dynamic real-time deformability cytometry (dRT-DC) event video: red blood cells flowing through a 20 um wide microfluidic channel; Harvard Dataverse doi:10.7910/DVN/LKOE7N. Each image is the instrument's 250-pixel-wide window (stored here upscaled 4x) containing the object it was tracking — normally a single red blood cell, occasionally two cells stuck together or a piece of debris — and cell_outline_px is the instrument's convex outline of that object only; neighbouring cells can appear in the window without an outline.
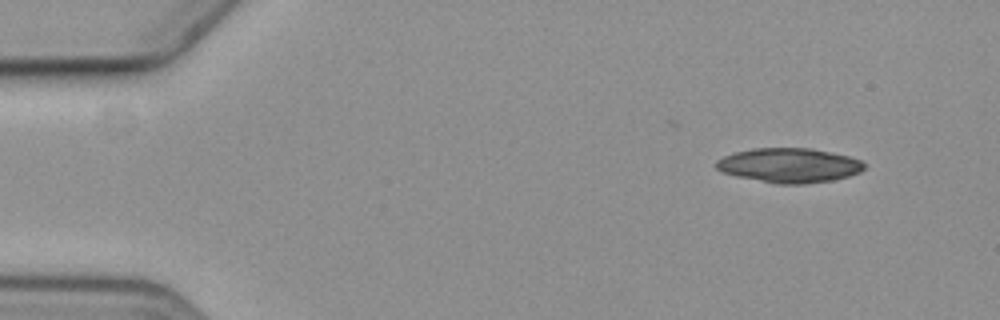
{"species": "common noctule bat (a hibernating species)", "species_latin": "Nyctalus noctula", "temperature_condition": "cold", "stored_images_in_passage": 10, "camera_frame_rate_fps": 3000, "um_per_image_px": 0.085, "animal": {"sex": "female", "body_mass_g": 19.3, "forearm_length_mm": 54.1}, "frame": {"image": 1, "passage_image": 1, "time_ms": 0.0, "image_size_px": [1000, 320], "cell_outline_px": [[864, 168], [860, 172], [848, 176], [832, 180], [804, 184], [776, 184], [736, 176], [720, 172], [716, 168], [716, 160], [724, 156], [736, 152], [752, 148], [812, 148], [848, 156], [860, 160], [864, 164]], "centroid_in_image_um": [67.05, 14.06], "position_along_channel_um": 17.9, "area_um2": 29.77}}
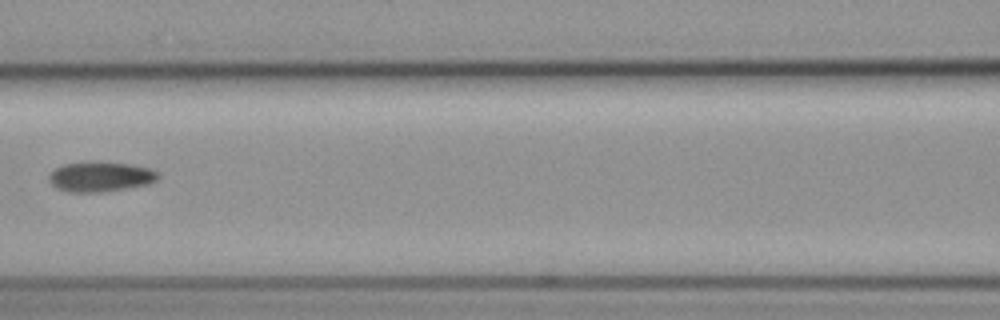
{"frame": {"image": 2, "passage_image": 6, "time_ms": 7.0, "image_size_px": [1000, 320], "cell_outline_px": [[160, 176], [156, 180], [148, 184], [128, 188], [104, 192], [68, 192], [56, 188], [48, 180], [48, 176], [56, 168], [64, 164], [88, 160], [92, 160], [132, 164], [148, 168], [160, 172]], "centroid_in_image_um": [8.54, 15.0], "position_along_channel_um": 158.1, "area_um2": 19.54}}
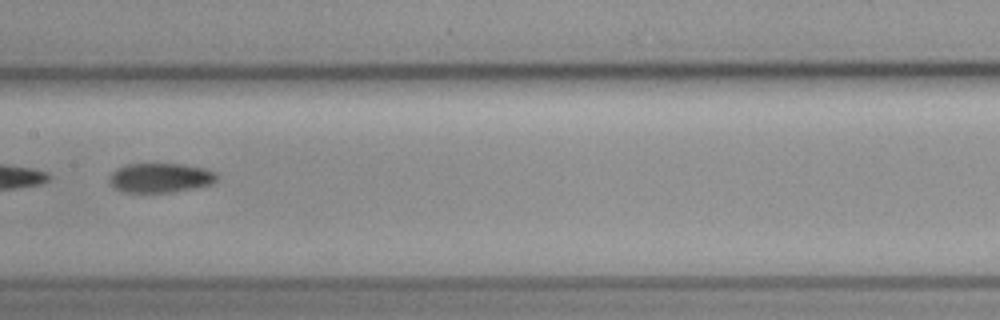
{"frame": {"image": 3, "passage_image": 7, "time_ms": 8.0, "image_size_px": [1000, 320], "cell_outline_px": [[220, 176], [212, 184], [196, 188], [172, 192], [120, 192], [112, 188], [108, 184], [108, 180], [112, 172], [128, 164], [184, 164], [204, 168], [216, 172]], "centroid_in_image_um": [13.64, 15.13], "position_along_channel_um": 193.8, "area_um2": 18.73}}